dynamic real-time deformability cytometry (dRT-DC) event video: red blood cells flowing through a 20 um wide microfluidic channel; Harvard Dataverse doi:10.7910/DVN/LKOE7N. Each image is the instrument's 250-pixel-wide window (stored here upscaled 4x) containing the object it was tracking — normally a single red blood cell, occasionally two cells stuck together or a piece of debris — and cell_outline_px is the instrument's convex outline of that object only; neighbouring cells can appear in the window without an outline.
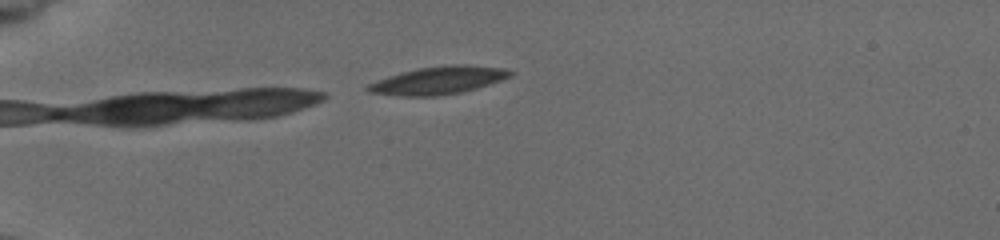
{"species": "common noctule bat (a hibernating species)", "species_latin": "Nyctalus noctula", "temperature_condition": "cold", "stored_images_in_passage": 5, "camera_frame_rate_fps": 3000, "um_per_image_px": 0.085, "animal": {"sex": "female", "body_mass_g": 19.5, "forearm_length_mm": 54.1}, "frame": {"image": 1, "passage_image": 1, "time_ms": 0.0, "image_size_px": [1000, 240], "cell_outline_px": [[512, 72], [508, 76], [500, 80], [476, 88], [460, 92], [436, 96], [400, 96], [368, 92], [364, 88], [368, 84], [388, 76], [420, 68], [452, 64], [464, 64], [504, 68]], "centroid_in_image_um": [37.21, 6.83], "position_along_channel_um": 47.8, "area_um2": 22.6}}